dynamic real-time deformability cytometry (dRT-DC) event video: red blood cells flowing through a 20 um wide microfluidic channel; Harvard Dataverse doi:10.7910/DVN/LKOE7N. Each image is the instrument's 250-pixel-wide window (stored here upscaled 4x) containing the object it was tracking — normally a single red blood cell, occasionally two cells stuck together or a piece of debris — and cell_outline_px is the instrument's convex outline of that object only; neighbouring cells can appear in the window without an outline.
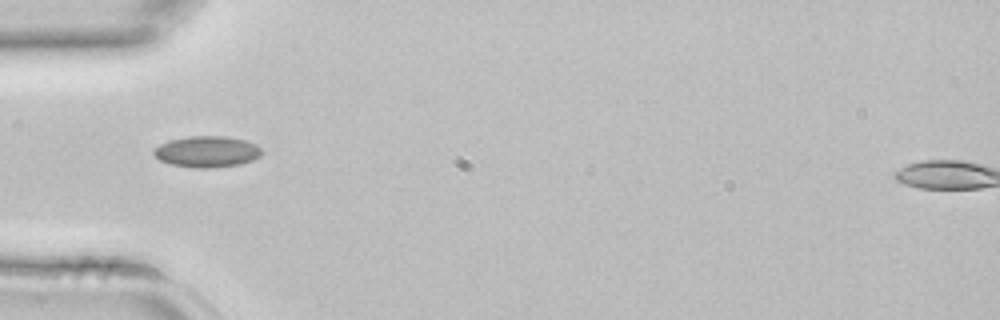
{"species": "common noctule bat (a hibernating species)", "species_latin": "Nyctalus noctula", "temperature_condition": "room temperature", "stored_images_in_passage": 42, "camera_frame_rate_fps": 3000, "um_per_image_px": 0.085, "animal": {"sex": "female", "body_mass_g": 22.7, "forearm_length_mm": 54.2}, "frame": {"image": 1, "passage_image": 13, "time_ms": 4.0, "image_size_px": [1000, 320], "cell_outline_px": [[264, 152], [260, 156], [252, 160], [240, 164], [212, 168], [192, 168], [172, 164], [160, 160], [152, 152], [152, 148], [168, 140], [188, 136], [224, 136], [244, 140], [256, 144]], "centroid_in_image_um": [17.58, 12.89], "position_along_channel_um": 67.4, "area_um2": 19.77}}
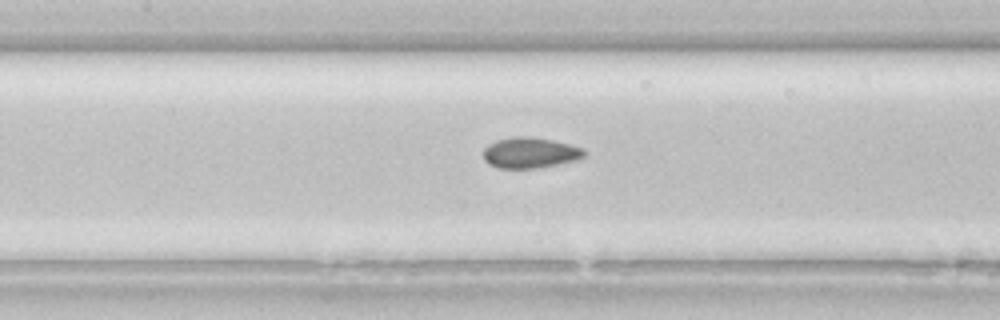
{"frame": {"image": 2, "passage_image": 19, "time_ms": 6.0, "image_size_px": [1000, 320], "cell_outline_px": [[588, 152], [584, 156], [576, 160], [536, 168], [500, 168], [488, 164], [484, 160], [484, 148], [488, 144], [496, 140], [512, 136], [532, 136], [552, 140], [584, 148]], "centroid_in_image_um": [45.05, 12.97], "position_along_channel_um": 162.4, "area_um2": 18.15}}